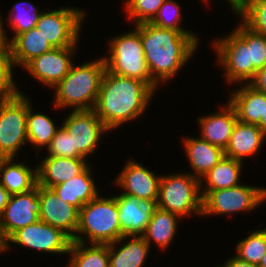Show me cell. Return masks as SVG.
Here are the masks:
<instances>
[{"label":"cell","instance_id":"1","mask_svg":"<svg viewBox=\"0 0 266 267\" xmlns=\"http://www.w3.org/2000/svg\"><path fill=\"white\" fill-rule=\"evenodd\" d=\"M140 36L151 78L157 84L176 75L193 56L199 43L192 32L158 28L149 22L140 24Z\"/></svg>","mask_w":266,"mask_h":267},{"label":"cell","instance_id":"2","mask_svg":"<svg viewBox=\"0 0 266 267\" xmlns=\"http://www.w3.org/2000/svg\"><path fill=\"white\" fill-rule=\"evenodd\" d=\"M154 91L140 80L105 70L94 111L108 130L140 118Z\"/></svg>","mask_w":266,"mask_h":267},{"label":"cell","instance_id":"3","mask_svg":"<svg viewBox=\"0 0 266 267\" xmlns=\"http://www.w3.org/2000/svg\"><path fill=\"white\" fill-rule=\"evenodd\" d=\"M105 70L103 57L78 66L73 64L69 73L54 87V106L57 109H94Z\"/></svg>","mask_w":266,"mask_h":267},{"label":"cell","instance_id":"4","mask_svg":"<svg viewBox=\"0 0 266 267\" xmlns=\"http://www.w3.org/2000/svg\"><path fill=\"white\" fill-rule=\"evenodd\" d=\"M118 214L115 196L102 198L98 195L79 210L78 227L72 241L86 244L84 235L90 244H110L119 240Z\"/></svg>","mask_w":266,"mask_h":267},{"label":"cell","instance_id":"5","mask_svg":"<svg viewBox=\"0 0 266 267\" xmlns=\"http://www.w3.org/2000/svg\"><path fill=\"white\" fill-rule=\"evenodd\" d=\"M123 35L110 40L109 56L104 57L106 70L119 76L145 82L153 91L158 84L151 78L140 36V24Z\"/></svg>","mask_w":266,"mask_h":267},{"label":"cell","instance_id":"6","mask_svg":"<svg viewBox=\"0 0 266 267\" xmlns=\"http://www.w3.org/2000/svg\"><path fill=\"white\" fill-rule=\"evenodd\" d=\"M156 207L180 218L193 212L202 215L200 180L191 173L161 176Z\"/></svg>","mask_w":266,"mask_h":267},{"label":"cell","instance_id":"7","mask_svg":"<svg viewBox=\"0 0 266 267\" xmlns=\"http://www.w3.org/2000/svg\"><path fill=\"white\" fill-rule=\"evenodd\" d=\"M27 113L28 98L21 92L0 100V158H14L28 142Z\"/></svg>","mask_w":266,"mask_h":267},{"label":"cell","instance_id":"8","mask_svg":"<svg viewBox=\"0 0 266 267\" xmlns=\"http://www.w3.org/2000/svg\"><path fill=\"white\" fill-rule=\"evenodd\" d=\"M213 47L221 67L225 71L228 83L251 81L256 69L251 62L250 48L247 41L234 29L227 37L214 40Z\"/></svg>","mask_w":266,"mask_h":267},{"label":"cell","instance_id":"9","mask_svg":"<svg viewBox=\"0 0 266 267\" xmlns=\"http://www.w3.org/2000/svg\"><path fill=\"white\" fill-rule=\"evenodd\" d=\"M266 200V188L238 185L210 191L202 199V215L252 211Z\"/></svg>","mask_w":266,"mask_h":267},{"label":"cell","instance_id":"10","mask_svg":"<svg viewBox=\"0 0 266 267\" xmlns=\"http://www.w3.org/2000/svg\"><path fill=\"white\" fill-rule=\"evenodd\" d=\"M85 13L73 7H62L39 16L36 28L54 48L77 46Z\"/></svg>","mask_w":266,"mask_h":267},{"label":"cell","instance_id":"11","mask_svg":"<svg viewBox=\"0 0 266 267\" xmlns=\"http://www.w3.org/2000/svg\"><path fill=\"white\" fill-rule=\"evenodd\" d=\"M73 142V158H85L95 152L99 140L108 129L92 110H72L63 122Z\"/></svg>","mask_w":266,"mask_h":267},{"label":"cell","instance_id":"12","mask_svg":"<svg viewBox=\"0 0 266 267\" xmlns=\"http://www.w3.org/2000/svg\"><path fill=\"white\" fill-rule=\"evenodd\" d=\"M9 242L52 254H66L72 239L62 230L38 220L14 232L5 241V251L9 249Z\"/></svg>","mask_w":266,"mask_h":267},{"label":"cell","instance_id":"13","mask_svg":"<svg viewBox=\"0 0 266 267\" xmlns=\"http://www.w3.org/2000/svg\"><path fill=\"white\" fill-rule=\"evenodd\" d=\"M38 185L31 191L10 196L0 216V236L5 242L14 232L39 220Z\"/></svg>","mask_w":266,"mask_h":267},{"label":"cell","instance_id":"14","mask_svg":"<svg viewBox=\"0 0 266 267\" xmlns=\"http://www.w3.org/2000/svg\"><path fill=\"white\" fill-rule=\"evenodd\" d=\"M76 48H53L29 61L23 69L40 83L54 88L69 73Z\"/></svg>","mask_w":266,"mask_h":267},{"label":"cell","instance_id":"15","mask_svg":"<svg viewBox=\"0 0 266 267\" xmlns=\"http://www.w3.org/2000/svg\"><path fill=\"white\" fill-rule=\"evenodd\" d=\"M124 169L116 177L115 183L124 189L122 194L156 204L159 196L161 176L155 175L135 160L127 161Z\"/></svg>","mask_w":266,"mask_h":267},{"label":"cell","instance_id":"16","mask_svg":"<svg viewBox=\"0 0 266 267\" xmlns=\"http://www.w3.org/2000/svg\"><path fill=\"white\" fill-rule=\"evenodd\" d=\"M38 196L41 206L39 220L62 230L73 239L78 227L79 210L61 200L52 189L38 185Z\"/></svg>","mask_w":266,"mask_h":267},{"label":"cell","instance_id":"17","mask_svg":"<svg viewBox=\"0 0 266 267\" xmlns=\"http://www.w3.org/2000/svg\"><path fill=\"white\" fill-rule=\"evenodd\" d=\"M115 198L121 226V237L141 236L146 231L156 204L122 193L119 196H115Z\"/></svg>","mask_w":266,"mask_h":267},{"label":"cell","instance_id":"18","mask_svg":"<svg viewBox=\"0 0 266 267\" xmlns=\"http://www.w3.org/2000/svg\"><path fill=\"white\" fill-rule=\"evenodd\" d=\"M89 165L85 158L46 156L37 168V185L49 188L72 179Z\"/></svg>","mask_w":266,"mask_h":267},{"label":"cell","instance_id":"19","mask_svg":"<svg viewBox=\"0 0 266 267\" xmlns=\"http://www.w3.org/2000/svg\"><path fill=\"white\" fill-rule=\"evenodd\" d=\"M237 121V114L234 107L227 102L218 113L216 112L215 114L203 116L198 119V123L202 128L200 138L225 150Z\"/></svg>","mask_w":266,"mask_h":267},{"label":"cell","instance_id":"20","mask_svg":"<svg viewBox=\"0 0 266 267\" xmlns=\"http://www.w3.org/2000/svg\"><path fill=\"white\" fill-rule=\"evenodd\" d=\"M265 139L266 135L257 125L237 121L224 155L242 162L256 154Z\"/></svg>","mask_w":266,"mask_h":267},{"label":"cell","instance_id":"21","mask_svg":"<svg viewBox=\"0 0 266 267\" xmlns=\"http://www.w3.org/2000/svg\"><path fill=\"white\" fill-rule=\"evenodd\" d=\"M91 173V169L88 166L79 175L51 189L61 200L80 210L86 203H89L99 195Z\"/></svg>","mask_w":266,"mask_h":267},{"label":"cell","instance_id":"22","mask_svg":"<svg viewBox=\"0 0 266 267\" xmlns=\"http://www.w3.org/2000/svg\"><path fill=\"white\" fill-rule=\"evenodd\" d=\"M184 150L193 170L192 176L201 179L225 155L224 150L201 138H185Z\"/></svg>","mask_w":266,"mask_h":267},{"label":"cell","instance_id":"23","mask_svg":"<svg viewBox=\"0 0 266 267\" xmlns=\"http://www.w3.org/2000/svg\"><path fill=\"white\" fill-rule=\"evenodd\" d=\"M240 87L231 94L228 102L234 107L238 121L257 125L264 114L266 94L248 83Z\"/></svg>","mask_w":266,"mask_h":267},{"label":"cell","instance_id":"24","mask_svg":"<svg viewBox=\"0 0 266 267\" xmlns=\"http://www.w3.org/2000/svg\"><path fill=\"white\" fill-rule=\"evenodd\" d=\"M12 161L14 158H0V184L11 195L34 189L37 186V168Z\"/></svg>","mask_w":266,"mask_h":267},{"label":"cell","instance_id":"25","mask_svg":"<svg viewBox=\"0 0 266 267\" xmlns=\"http://www.w3.org/2000/svg\"><path fill=\"white\" fill-rule=\"evenodd\" d=\"M53 48L51 43L36 27H34L29 31L18 34L10 42V53L13 65L24 67L35 57L40 56Z\"/></svg>","mask_w":266,"mask_h":267},{"label":"cell","instance_id":"26","mask_svg":"<svg viewBox=\"0 0 266 267\" xmlns=\"http://www.w3.org/2000/svg\"><path fill=\"white\" fill-rule=\"evenodd\" d=\"M243 162L224 156L204 177L200 179V192L202 199L215 190L227 189L240 185ZM204 180L207 188H202ZM204 189V190H202Z\"/></svg>","mask_w":266,"mask_h":267},{"label":"cell","instance_id":"27","mask_svg":"<svg viewBox=\"0 0 266 267\" xmlns=\"http://www.w3.org/2000/svg\"><path fill=\"white\" fill-rule=\"evenodd\" d=\"M128 237L132 239L116 251L115 245ZM150 247L142 236H123L109 244V267H142Z\"/></svg>","mask_w":266,"mask_h":267},{"label":"cell","instance_id":"28","mask_svg":"<svg viewBox=\"0 0 266 267\" xmlns=\"http://www.w3.org/2000/svg\"><path fill=\"white\" fill-rule=\"evenodd\" d=\"M177 219H179L178 215L155 207L146 231L141 236L149 246L152 241H155L156 245L164 250L172 243L178 231Z\"/></svg>","mask_w":266,"mask_h":267},{"label":"cell","instance_id":"29","mask_svg":"<svg viewBox=\"0 0 266 267\" xmlns=\"http://www.w3.org/2000/svg\"><path fill=\"white\" fill-rule=\"evenodd\" d=\"M69 255L73 267H109V244H91L72 241Z\"/></svg>","mask_w":266,"mask_h":267},{"label":"cell","instance_id":"30","mask_svg":"<svg viewBox=\"0 0 266 267\" xmlns=\"http://www.w3.org/2000/svg\"><path fill=\"white\" fill-rule=\"evenodd\" d=\"M31 104L28 100L26 123L28 142L35 145L34 149L43 148V146L48 147L59 128L54 125L53 120L47 115L34 113Z\"/></svg>","mask_w":266,"mask_h":267},{"label":"cell","instance_id":"31","mask_svg":"<svg viewBox=\"0 0 266 267\" xmlns=\"http://www.w3.org/2000/svg\"><path fill=\"white\" fill-rule=\"evenodd\" d=\"M236 256L248 263L259 265L266 253V228L255 230L245 239L238 242Z\"/></svg>","mask_w":266,"mask_h":267},{"label":"cell","instance_id":"32","mask_svg":"<svg viewBox=\"0 0 266 267\" xmlns=\"http://www.w3.org/2000/svg\"><path fill=\"white\" fill-rule=\"evenodd\" d=\"M23 6L24 7L26 6V7L24 8ZM26 9H28L29 11L28 10L26 11ZM41 13L42 12H38V7H36L35 5H33L32 3L28 1H22V2L16 3L12 7L11 12L9 13L10 16L8 19V21L10 22L11 28H13L15 32L10 42L18 34H21L23 32L29 31L30 29L34 28L36 26V23L38 22V19Z\"/></svg>","mask_w":266,"mask_h":267},{"label":"cell","instance_id":"33","mask_svg":"<svg viewBox=\"0 0 266 267\" xmlns=\"http://www.w3.org/2000/svg\"><path fill=\"white\" fill-rule=\"evenodd\" d=\"M248 43L251 62L256 70L266 66V36L253 31L244 22L235 29Z\"/></svg>","mask_w":266,"mask_h":267},{"label":"cell","instance_id":"34","mask_svg":"<svg viewBox=\"0 0 266 267\" xmlns=\"http://www.w3.org/2000/svg\"><path fill=\"white\" fill-rule=\"evenodd\" d=\"M180 9L179 4L173 0H165L149 23L158 28L189 32L179 25L182 22Z\"/></svg>","mask_w":266,"mask_h":267},{"label":"cell","instance_id":"35","mask_svg":"<svg viewBox=\"0 0 266 267\" xmlns=\"http://www.w3.org/2000/svg\"><path fill=\"white\" fill-rule=\"evenodd\" d=\"M165 0H128L126 1L127 15L132 18L134 25L150 22L157 14Z\"/></svg>","mask_w":266,"mask_h":267},{"label":"cell","instance_id":"36","mask_svg":"<svg viewBox=\"0 0 266 267\" xmlns=\"http://www.w3.org/2000/svg\"><path fill=\"white\" fill-rule=\"evenodd\" d=\"M13 66L10 50L0 51V100L12 98L20 92L12 78Z\"/></svg>","mask_w":266,"mask_h":267},{"label":"cell","instance_id":"37","mask_svg":"<svg viewBox=\"0 0 266 267\" xmlns=\"http://www.w3.org/2000/svg\"><path fill=\"white\" fill-rule=\"evenodd\" d=\"M239 18L253 31L266 36V0H254Z\"/></svg>","mask_w":266,"mask_h":267},{"label":"cell","instance_id":"38","mask_svg":"<svg viewBox=\"0 0 266 267\" xmlns=\"http://www.w3.org/2000/svg\"><path fill=\"white\" fill-rule=\"evenodd\" d=\"M53 157L73 158V142L67 130L61 126L47 147Z\"/></svg>","mask_w":266,"mask_h":267},{"label":"cell","instance_id":"39","mask_svg":"<svg viewBox=\"0 0 266 267\" xmlns=\"http://www.w3.org/2000/svg\"><path fill=\"white\" fill-rule=\"evenodd\" d=\"M248 84L255 90L266 94V66L257 70L254 78Z\"/></svg>","mask_w":266,"mask_h":267},{"label":"cell","instance_id":"40","mask_svg":"<svg viewBox=\"0 0 266 267\" xmlns=\"http://www.w3.org/2000/svg\"><path fill=\"white\" fill-rule=\"evenodd\" d=\"M206 1V0H205ZM239 17L251 6L254 0H227Z\"/></svg>","mask_w":266,"mask_h":267},{"label":"cell","instance_id":"41","mask_svg":"<svg viewBox=\"0 0 266 267\" xmlns=\"http://www.w3.org/2000/svg\"><path fill=\"white\" fill-rule=\"evenodd\" d=\"M222 267H258V265L248 263L234 256L227 259V262Z\"/></svg>","mask_w":266,"mask_h":267},{"label":"cell","instance_id":"42","mask_svg":"<svg viewBox=\"0 0 266 267\" xmlns=\"http://www.w3.org/2000/svg\"><path fill=\"white\" fill-rule=\"evenodd\" d=\"M2 18L0 17V51L10 50V41L5 35V30L3 29Z\"/></svg>","mask_w":266,"mask_h":267},{"label":"cell","instance_id":"43","mask_svg":"<svg viewBox=\"0 0 266 267\" xmlns=\"http://www.w3.org/2000/svg\"><path fill=\"white\" fill-rule=\"evenodd\" d=\"M11 194L0 184V216L9 202Z\"/></svg>","mask_w":266,"mask_h":267},{"label":"cell","instance_id":"44","mask_svg":"<svg viewBox=\"0 0 266 267\" xmlns=\"http://www.w3.org/2000/svg\"><path fill=\"white\" fill-rule=\"evenodd\" d=\"M257 126L262 130V132L266 135V103H265V110L264 114L262 115L260 122Z\"/></svg>","mask_w":266,"mask_h":267},{"label":"cell","instance_id":"45","mask_svg":"<svg viewBox=\"0 0 266 267\" xmlns=\"http://www.w3.org/2000/svg\"><path fill=\"white\" fill-rule=\"evenodd\" d=\"M258 267H266V253L263 255L260 264Z\"/></svg>","mask_w":266,"mask_h":267},{"label":"cell","instance_id":"46","mask_svg":"<svg viewBox=\"0 0 266 267\" xmlns=\"http://www.w3.org/2000/svg\"><path fill=\"white\" fill-rule=\"evenodd\" d=\"M2 251H5V242L3 241V239L0 236V253Z\"/></svg>","mask_w":266,"mask_h":267}]
</instances>
